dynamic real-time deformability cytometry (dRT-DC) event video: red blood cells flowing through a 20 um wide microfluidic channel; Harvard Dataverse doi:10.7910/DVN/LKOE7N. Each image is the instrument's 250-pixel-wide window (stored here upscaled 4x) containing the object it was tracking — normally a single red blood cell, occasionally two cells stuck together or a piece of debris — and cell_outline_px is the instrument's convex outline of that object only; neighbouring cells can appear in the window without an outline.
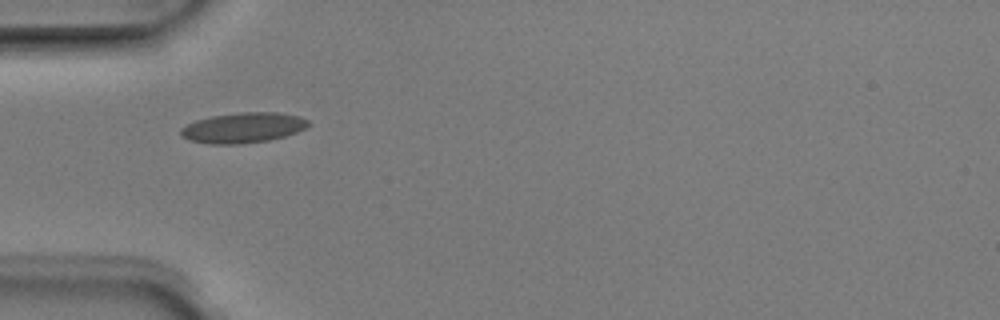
{"species": "Egyptian fruit bat (a non-hibernating species)", "species_latin": "Rousettus aegyptiacus", "temperature_condition": "room temperature", "stored_images_in_passage": 5, "camera_frame_rate_fps": 3000, "um_per_image_px": 0.085, "animal": {"sex": "male"}, "frame": {"image": 1, "passage_image": 1, "time_ms": 0.0, "image_size_px": [1000, 320], "cell_outline_px": [[308, 124], [304, 128], [296, 132], [284, 136], [268, 140], [236, 144], [208, 144], [188, 140], [180, 136], [180, 128], [196, 120], [212, 116], [240, 112], [276, 112], [300, 116], [308, 120]], "centroid_in_image_um": [20.62, 10.85], "position_along_channel_um": 64.4, "area_um2": 22.43}}
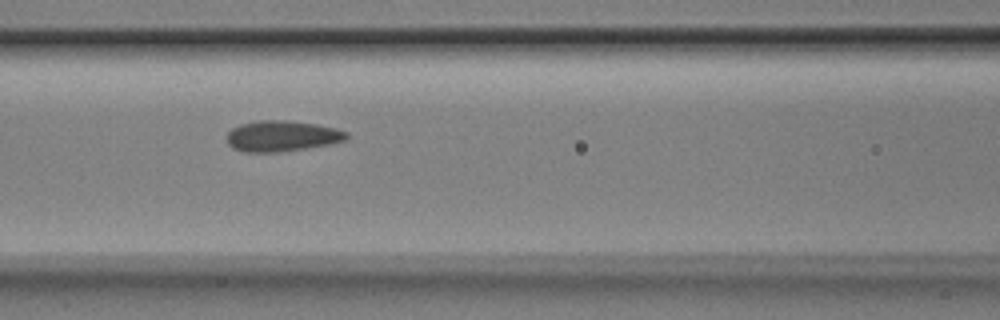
{"frame": {"image": 2, "passage_image": 3, "time_ms": 0.667, "image_size_px": [1000, 320], "cell_outline_px": [[348, 136], [344, 140], [328, 144], [308, 148], [280, 152], [244, 152], [232, 148], [228, 144], [228, 132], [232, 128], [240, 124], [256, 120], [284, 120], [316, 124], [336, 128], [348, 132]], "centroid_in_image_um": [23.94, 11.56], "position_along_channel_um": 142.7, "area_um2": 21.5}}
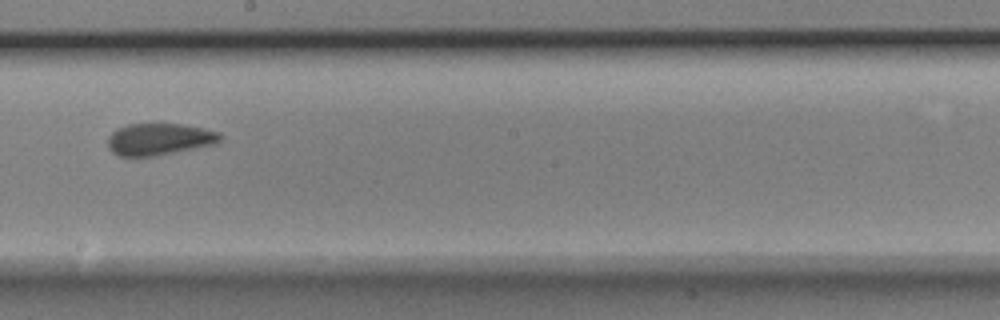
{"frame": {"image": 3, "passage_image": 5, "time_ms": 1.333, "image_size_px": [1000, 320], "cell_outline_px": [[224, 136], [216, 144], [156, 156], [120, 156], [112, 152], [108, 148], [108, 136], [116, 128], [128, 124], [180, 124], [204, 128], [220, 132]], "centroid_in_image_um": [13.55, 11.83], "position_along_channel_um": 234.6, "area_um2": 21.04}}